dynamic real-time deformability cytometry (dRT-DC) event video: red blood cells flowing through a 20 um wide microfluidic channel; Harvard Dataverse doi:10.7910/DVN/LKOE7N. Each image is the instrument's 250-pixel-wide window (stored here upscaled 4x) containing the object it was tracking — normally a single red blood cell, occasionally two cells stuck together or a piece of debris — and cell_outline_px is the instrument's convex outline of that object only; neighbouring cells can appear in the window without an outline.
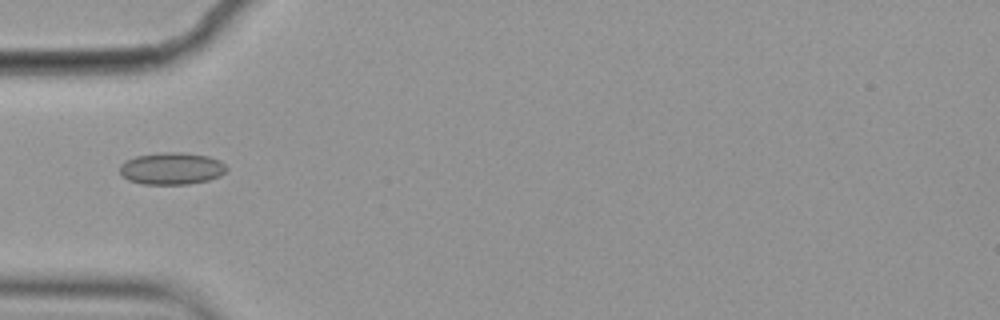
{"species": "common noctule bat (a hibernating species)", "species_latin": "Nyctalus noctula", "temperature_condition": "cold", "stored_images_in_passage": 5, "camera_frame_rate_fps": 3000, "um_per_image_px": 0.085, "animal": {"sex": "female", "body_mass_g": 19.9}, "frame": {"image": 1, "passage_image": 3, "time_ms": 0.667, "image_size_px": [1000, 320], "cell_outline_px": [[228, 168], [220, 176], [208, 180], [188, 184], [144, 184], [128, 180], [120, 172], [120, 164], [124, 160], [136, 156], [160, 152], [180, 152], [208, 156], [220, 160]], "centroid_in_image_um": [14.58, 14.31], "position_along_channel_um": 70.4, "area_um2": 20.0}}
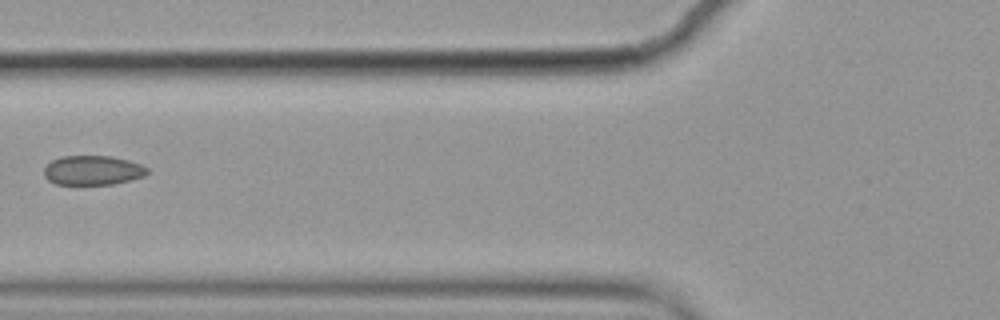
{"frame": {"image": 2, "passage_image": 4, "time_ms": 1.0, "image_size_px": [1000, 320], "cell_outline_px": [[148, 172], [144, 176], [112, 184], [56, 184], [48, 180], [44, 176], [44, 168], [52, 160], [60, 156], [112, 156], [128, 160], [140, 164], [148, 168]], "centroid_in_image_um": [7.86, 14.47], "position_along_channel_um": 117.9, "area_um2": 17.63}}
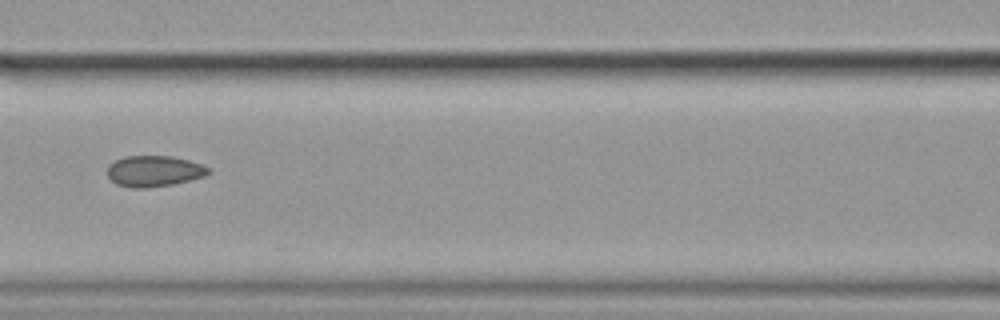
{"frame": {"image": 3, "passage_image": 5, "time_ms": 1.333, "image_size_px": [1000, 320], "cell_outline_px": [[212, 172], [204, 176], [172, 184], [148, 188], [132, 188], [116, 184], [108, 176], [108, 164], [124, 156], [172, 156], [188, 160], [212, 168]], "centroid_in_image_um": [13.1, 14.54], "position_along_channel_um": 153.5, "area_um2": 18.26}}